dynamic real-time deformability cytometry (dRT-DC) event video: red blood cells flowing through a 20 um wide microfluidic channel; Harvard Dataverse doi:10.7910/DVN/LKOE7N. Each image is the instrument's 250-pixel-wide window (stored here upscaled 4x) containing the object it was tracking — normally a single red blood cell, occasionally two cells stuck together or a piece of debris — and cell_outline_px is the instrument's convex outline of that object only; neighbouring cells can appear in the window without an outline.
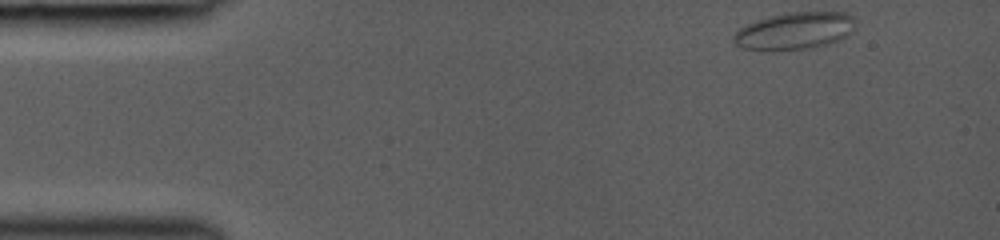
{"species": "common noctule bat (a hibernating species)", "species_latin": "Nyctalus noctula", "temperature_condition": "room temperature", "stored_images_in_passage": 25, "camera_frame_rate_fps": 3000, "um_per_image_px": 0.085, "animal": {"sex": "female", "body_mass_g": 19.0, "forearm_length_mm": 53.3}, "frame": {"image": 1, "passage_image": 1, "time_ms": 0.0, "image_size_px": [1000, 240], "cell_outline_px": [[852, 32], [848, 36], [840, 40], [828, 44], [804, 48], [772, 52], [768, 52], [744, 48], [736, 44], [732, 40], [732, 36], [740, 28], [756, 20], [788, 12], [848, 12], [852, 16]], "centroid_in_image_um": [67.51, 2.64], "position_along_channel_um": 17.5, "area_um2": 26.47}}
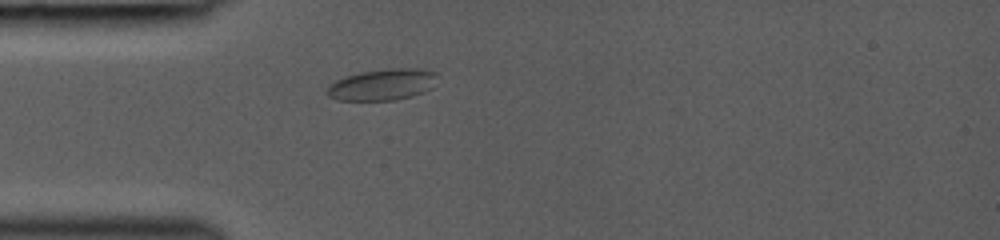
{"frame": {"image": 2, "passage_image": 22, "time_ms": 3.0, "image_size_px": [1000, 240], "cell_outline_px": [[436, 76], [432, 88], [424, 92], [412, 96], [396, 100], [336, 100], [328, 96], [324, 92], [328, 84], [336, 80], [360, 72], [388, 68], [420, 68], [436, 72]], "centroid_in_image_um": [32.48, 7.19], "position_along_channel_um": 52.5, "area_um2": 20.35}}